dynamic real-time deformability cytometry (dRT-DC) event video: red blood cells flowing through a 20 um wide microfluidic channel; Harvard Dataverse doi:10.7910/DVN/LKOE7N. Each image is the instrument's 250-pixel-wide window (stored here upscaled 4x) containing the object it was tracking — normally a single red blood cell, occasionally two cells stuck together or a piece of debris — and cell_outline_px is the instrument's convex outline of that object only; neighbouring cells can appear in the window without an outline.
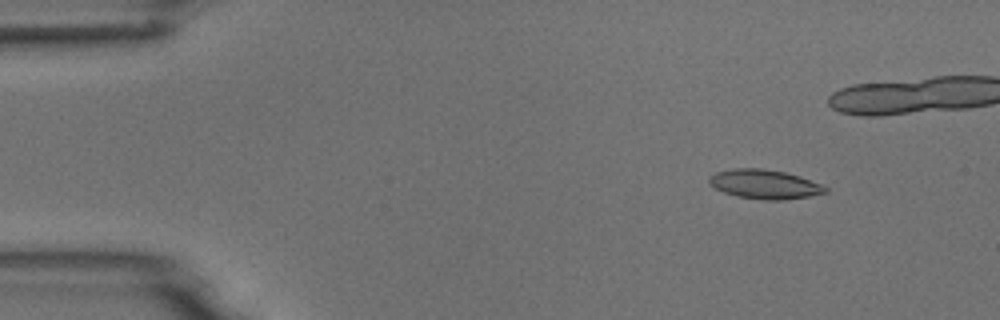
{"species": "common noctule bat (a hibernating species)", "species_latin": "Nyctalus noctula", "temperature_condition": "room temperature", "stored_images_in_passage": 10, "camera_frame_rate_fps": 3000, "um_per_image_px": 0.085, "animal": {"sex": "male", "body_mass_g": 18.8}, "frame": {"image": 1, "passage_image": 2, "time_ms": 1.333, "image_size_px": [1000, 320], "cell_outline_px": [[828, 192], [808, 196], [784, 200], [764, 200], [736, 196], [724, 192], [708, 184], [708, 176], [716, 172], [736, 168], [760, 168], [784, 172], [800, 176], [820, 184], [828, 188]], "centroid_in_image_um": [64.96, 15.66], "position_along_channel_um": 20.0, "area_um2": 19.77}}